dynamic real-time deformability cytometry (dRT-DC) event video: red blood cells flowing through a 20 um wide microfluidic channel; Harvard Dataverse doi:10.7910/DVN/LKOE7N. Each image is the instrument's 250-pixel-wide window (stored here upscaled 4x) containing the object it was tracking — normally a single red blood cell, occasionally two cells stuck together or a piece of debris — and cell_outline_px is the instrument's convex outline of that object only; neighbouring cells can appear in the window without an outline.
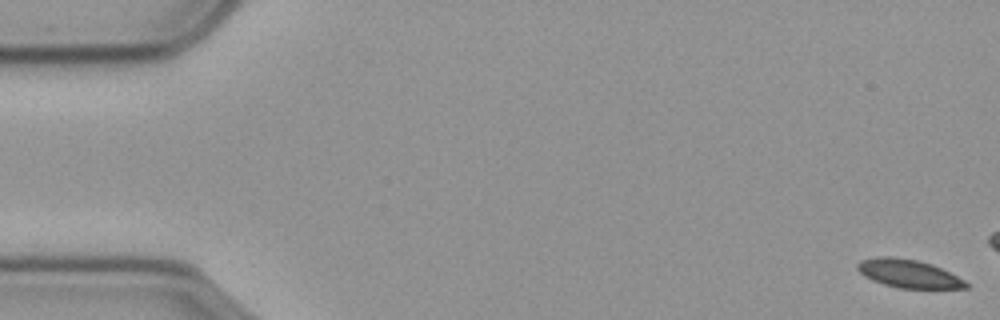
{"species": "common noctule bat (a hibernating species)", "species_latin": "Nyctalus noctula", "temperature_condition": "cold", "stored_images_in_passage": 59, "camera_frame_rate_fps": 3000, "um_per_image_px": 0.085, "animal": {"sex": "male", "body_mass_g": 23.1, "forearm_length_mm": 52.7}, "frame": {"image": 1, "passage_image": 1, "time_ms": 0.0, "image_size_px": [1000, 320], "cell_outline_px": [[968, 288], [896, 288], [872, 280], [864, 276], [856, 268], [856, 264], [860, 260], [880, 256], [892, 256], [916, 260], [932, 264], [964, 280], [968, 284]], "centroid_in_image_um": [77.17, 23.25], "position_along_channel_um": 7.8, "area_um2": 17.74}}
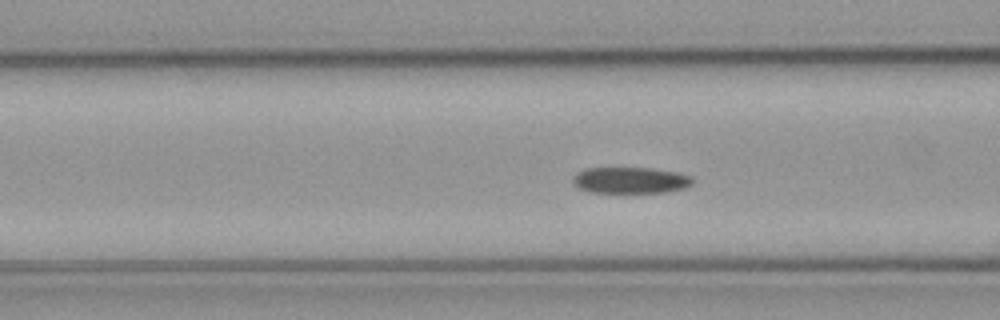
{"frame": {"image": 2, "passage_image": 22, "time_ms": 7.0, "image_size_px": [1000, 320], "cell_outline_px": [[692, 184], [684, 188], [664, 192], [588, 192], [580, 188], [572, 180], [572, 176], [576, 172], [584, 168], [652, 168], [680, 172], [692, 176]], "centroid_in_image_um": [53.59, 15.3], "position_along_channel_um": 113.0, "area_um2": 18.38}}
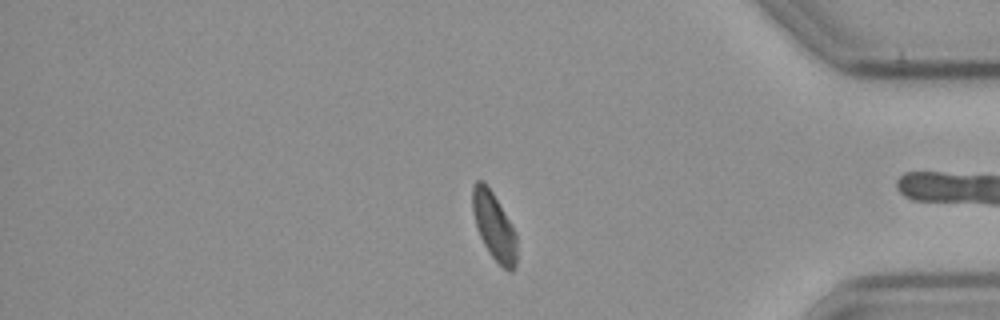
{"frame": {"image": 3, "passage_image": 48, "time_ms": 15.667, "image_size_px": [1000, 320], "cell_outline_px": [[516, 268], [512, 272], [508, 272], [488, 252], [480, 236], [472, 212], [472, 184], [476, 180], [484, 180], [492, 192], [512, 224], [516, 232]], "centroid_in_image_um": [41.99, 19.21], "position_along_channel_um": 393.2, "area_um2": 17.51}, "authors_computed_cell_mechanics": {"area_um2": 18.496, "velocity_mm_per_s": 3.5741, "shape_relaxation_time_tau1_ms": 3.7403, "shape_relaxation_time_tau2_ms": 5.3892, "deformation_change_tau1": 0.0927, "deformation_change_tau2": 0.0899}}